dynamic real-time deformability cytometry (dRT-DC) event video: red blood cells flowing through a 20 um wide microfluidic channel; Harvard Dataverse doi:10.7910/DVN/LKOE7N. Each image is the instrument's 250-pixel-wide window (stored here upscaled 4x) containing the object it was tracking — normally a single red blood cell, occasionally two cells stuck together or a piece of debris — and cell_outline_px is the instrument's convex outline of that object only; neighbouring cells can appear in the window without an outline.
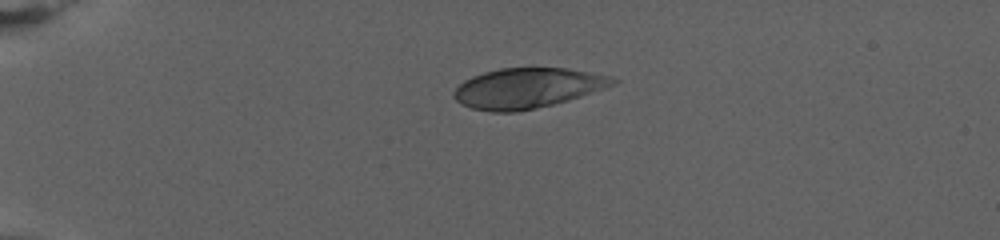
{"species": "human", "species_latin": "Homo sapiens", "temperature_condition": "warm", "stored_images_in_passage": 60, "camera_frame_rate_fps": 3000, "um_per_image_px": 0.085, "donor": {"sex": "female"}, "frame": {"image": 1, "passage_image": 1, "time_ms": 0.0, "image_size_px": [1000, 240], "cell_outline_px": [[620, 80], [616, 84], [568, 100], [536, 108], [516, 112], [492, 112], [472, 108], [460, 104], [452, 96], [452, 92], [464, 80], [472, 76], [484, 72], [500, 68], [564, 68], [612, 76]], "centroid_in_image_um": [44.8, 7.49], "position_along_channel_um": 40.2, "area_um2": 37.11}}
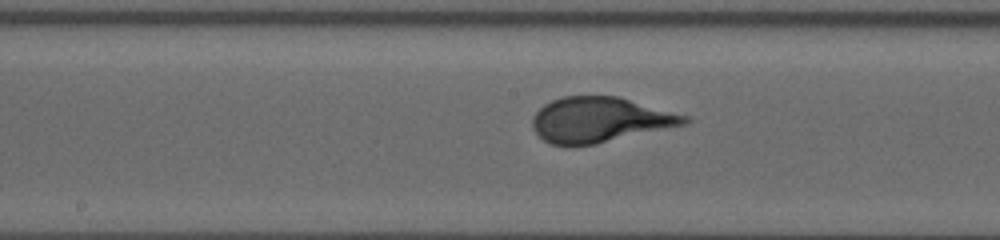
{"frame": {"image": 2, "passage_image": 25, "time_ms": 8.0, "image_size_px": [1000, 240], "cell_outline_px": [[692, 120], [684, 124], [596, 144], [552, 144], [544, 140], [532, 128], [532, 116], [544, 104], [552, 100], [564, 96], [620, 96], [688, 116]], "centroid_in_image_um": [50.98, 10.16], "position_along_channel_um": 197.2, "area_um2": 39.59}}
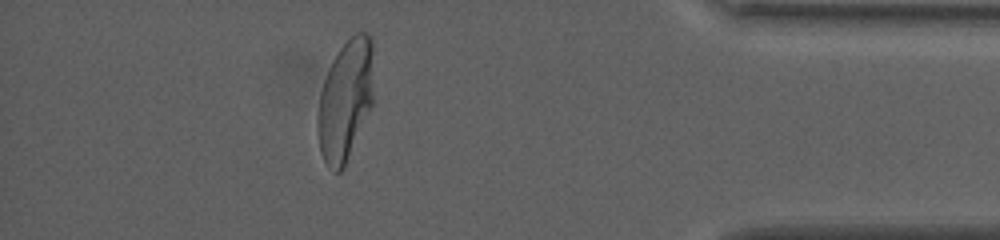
{"frame": {"image": 3, "passage_image": 52, "time_ms": 17.0, "image_size_px": [1000, 240], "cell_outline_px": [[372, 104], [344, 168], [340, 172], [336, 172], [328, 168], [320, 152], [316, 128], [316, 120], [320, 92], [324, 80], [332, 60], [340, 48], [356, 32], [368, 32], [372, 36]], "centroid_in_image_um": [29.33, 8.53], "position_along_channel_um": 405.9, "area_um2": 39.42}}